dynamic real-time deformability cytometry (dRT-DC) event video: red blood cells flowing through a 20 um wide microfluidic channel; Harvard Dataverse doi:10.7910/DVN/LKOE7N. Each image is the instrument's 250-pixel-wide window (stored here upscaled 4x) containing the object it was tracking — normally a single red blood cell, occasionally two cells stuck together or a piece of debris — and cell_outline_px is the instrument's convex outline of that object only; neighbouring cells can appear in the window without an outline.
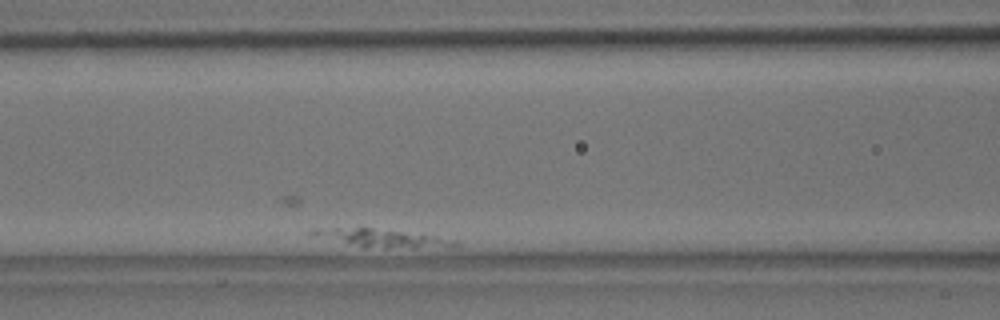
{"species": "common noctule bat (a hibernating species)", "species_latin": "Nyctalus noctula", "temperature_condition": "room temperature", "stored_images_in_passage": 3, "camera_frame_rate_fps": 3000, "um_per_image_px": 0.085, "animal": {"sex": "male", "body_mass_g": 18.8}, "frame": {"image": 1, "passage_image": 3, "time_ms": 0.667, "image_size_px": [1000, 320], "cell_outline_px": [[440, 240], [412, 248], [364, 248], [344, 240], [332, 232], [332, 228], [372, 228], [432, 236]], "centroid_in_image_um": [32.5, 20.24], "position_along_channel_um": 134.1, "area_um2": 10.87}}